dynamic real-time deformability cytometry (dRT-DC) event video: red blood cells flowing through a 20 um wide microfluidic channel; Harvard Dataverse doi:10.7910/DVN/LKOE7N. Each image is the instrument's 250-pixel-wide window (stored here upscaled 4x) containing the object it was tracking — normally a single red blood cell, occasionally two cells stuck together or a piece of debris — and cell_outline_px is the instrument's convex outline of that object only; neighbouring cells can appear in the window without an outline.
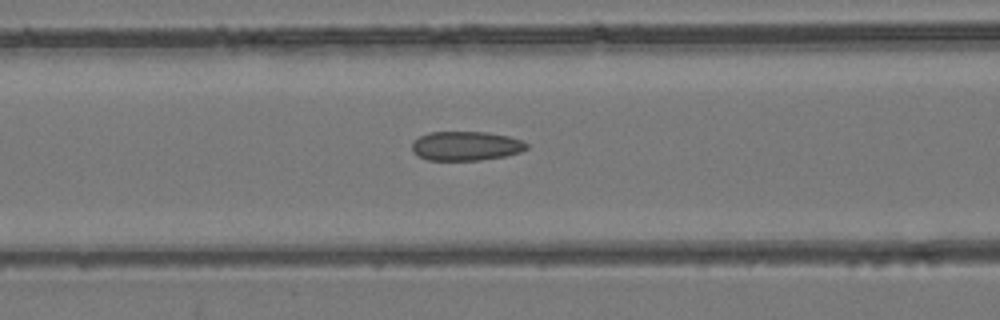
{"species": "common noctule bat (a hibernating species)", "species_latin": "Nyctalus noctula", "temperature_condition": "room temperature", "stored_images_in_passage": 50, "camera_frame_rate_fps": 3000, "um_per_image_px": 0.085, "animal": {"sex": "female", "body_mass_g": 24.6, "forearm_length_mm": 56.2}, "frame": {"image": 1, "passage_image": 21, "time_ms": 6.667, "image_size_px": [1000, 320], "cell_outline_px": [[528, 148], [520, 152], [508, 156], [480, 160], [428, 160], [416, 156], [412, 152], [412, 140], [428, 132], [488, 132], [508, 136], [524, 140], [528, 144]], "centroid_in_image_um": [39.6, 12.41], "position_along_channel_um": 127.0, "area_um2": 19.88}}
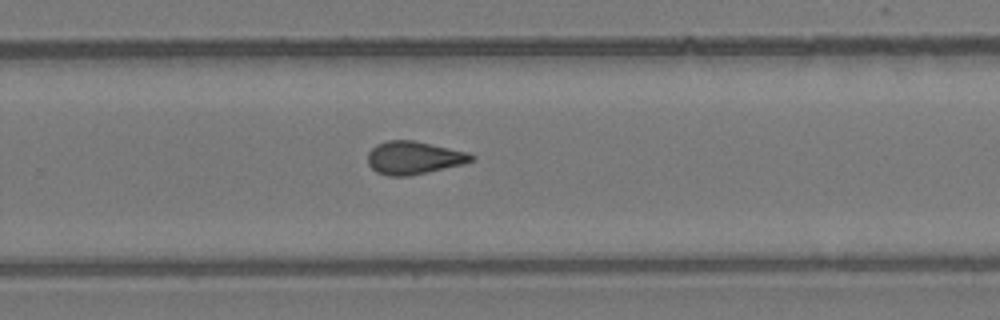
{"frame": {"image": 2, "passage_image": 33, "time_ms": 10.667, "image_size_px": [1000, 320], "cell_outline_px": [[476, 156], [472, 160], [464, 164], [408, 176], [388, 176], [376, 172], [368, 164], [368, 152], [376, 144], [388, 140], [412, 140], [468, 152]], "centroid_in_image_um": [35.16, 13.41], "position_along_channel_um": 294.6, "area_um2": 19.83}}
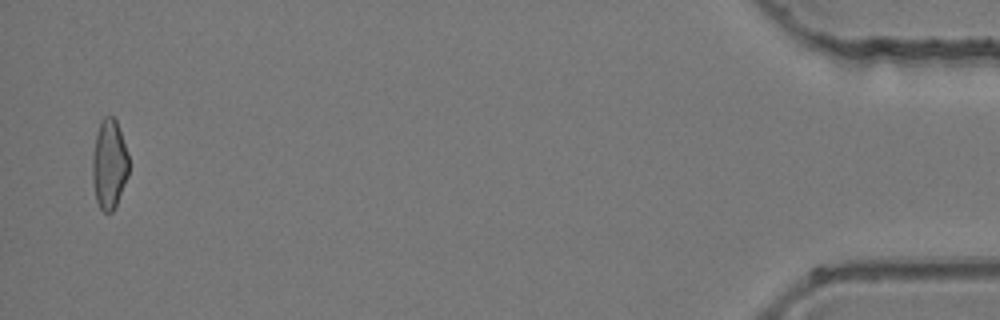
{"frame": {"image": 3, "passage_image": 49, "time_ms": 16.0, "image_size_px": [1000, 320], "cell_outline_px": [[128, 176], [116, 204], [112, 212], [104, 212], [100, 208], [96, 200], [92, 180], [92, 156], [96, 136], [100, 120], [104, 116], [112, 116], [116, 120], [128, 152]], "centroid_in_image_um": [9.27, 13.95], "position_along_channel_um": 425.9, "area_um2": 18.96}}